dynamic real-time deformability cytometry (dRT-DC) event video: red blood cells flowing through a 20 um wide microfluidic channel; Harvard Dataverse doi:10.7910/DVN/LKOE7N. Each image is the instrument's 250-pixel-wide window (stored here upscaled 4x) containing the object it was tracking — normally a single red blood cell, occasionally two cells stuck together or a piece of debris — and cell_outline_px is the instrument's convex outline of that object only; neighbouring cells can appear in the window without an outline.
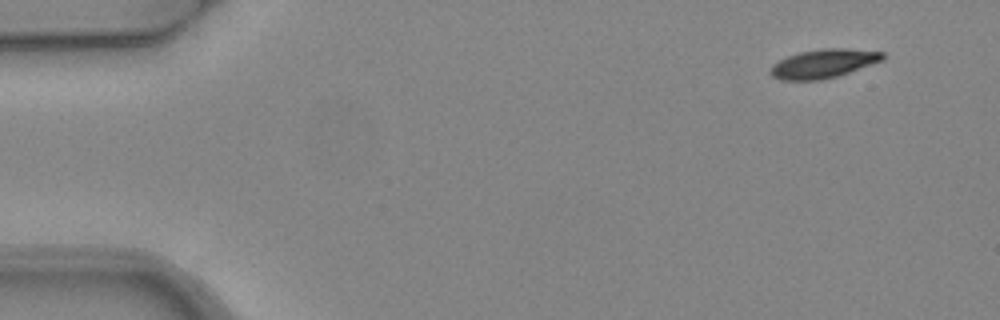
{"species": "common noctule bat (a hibernating species)", "species_latin": "Nyctalus noctula", "temperature_condition": "warm", "stored_images_in_passage": 4, "camera_frame_rate_fps": 3000, "um_per_image_px": 0.085, "animal": {"sex": "female", "body_mass_g": 24.6, "forearm_length_mm": 56.2}, "frame": {"image": 1, "passage_image": 1, "time_ms": 0.0, "image_size_px": [1000, 320], "cell_outline_px": [[884, 60], [836, 76], [820, 80], [780, 80], [772, 76], [768, 72], [772, 64], [788, 56], [800, 52], [820, 48], [844, 48], [884, 52]], "centroid_in_image_um": [69.96, 5.4], "position_along_channel_um": 15.0, "area_um2": 18.79}}
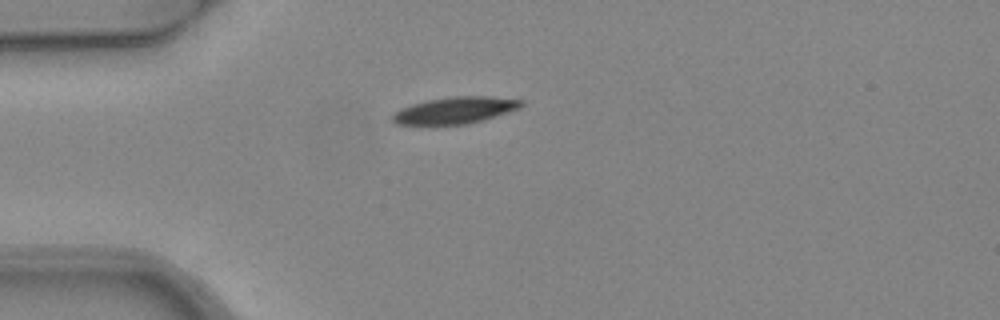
{"frame": {"image": 2, "passage_image": 3, "time_ms": 0.667, "image_size_px": [1000, 320], "cell_outline_px": [[524, 104], [520, 108], [484, 120], [468, 124], [396, 124], [392, 120], [392, 116], [400, 108], [412, 104], [428, 100], [452, 96], [488, 96], [524, 100]], "centroid_in_image_um": [38.72, 9.37], "position_along_channel_um": 46.3, "area_um2": 19.94}}